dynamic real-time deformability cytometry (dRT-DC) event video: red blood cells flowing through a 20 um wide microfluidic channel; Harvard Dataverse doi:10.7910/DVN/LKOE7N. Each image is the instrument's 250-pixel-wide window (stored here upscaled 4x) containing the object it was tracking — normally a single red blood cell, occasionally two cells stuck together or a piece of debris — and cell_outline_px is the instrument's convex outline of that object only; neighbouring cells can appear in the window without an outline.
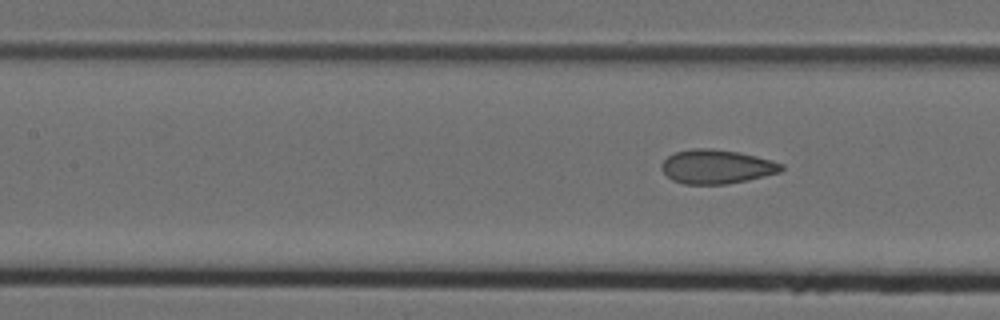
{"species": "Egyptian fruit bat (a non-hibernating species)", "species_latin": "Rousettus aegyptiacus", "temperature_condition": "cold", "stored_images_in_passage": 8, "camera_frame_rate_fps": 3000, "um_per_image_px": 0.085, "animal": {"sex": "female"}, "frame": {"image": 1, "passage_image": 8, "time_ms": 2.333, "image_size_px": [1000, 320], "cell_outline_px": [[784, 168], [780, 172], [748, 180], [728, 184], [684, 184], [672, 180], [660, 168], [660, 164], [668, 156], [676, 152], [692, 148], [712, 148], [740, 152], [772, 160], [784, 164]], "centroid_in_image_um": [60.92, 14.16], "position_along_channel_um": 146.5, "area_um2": 23.93}}